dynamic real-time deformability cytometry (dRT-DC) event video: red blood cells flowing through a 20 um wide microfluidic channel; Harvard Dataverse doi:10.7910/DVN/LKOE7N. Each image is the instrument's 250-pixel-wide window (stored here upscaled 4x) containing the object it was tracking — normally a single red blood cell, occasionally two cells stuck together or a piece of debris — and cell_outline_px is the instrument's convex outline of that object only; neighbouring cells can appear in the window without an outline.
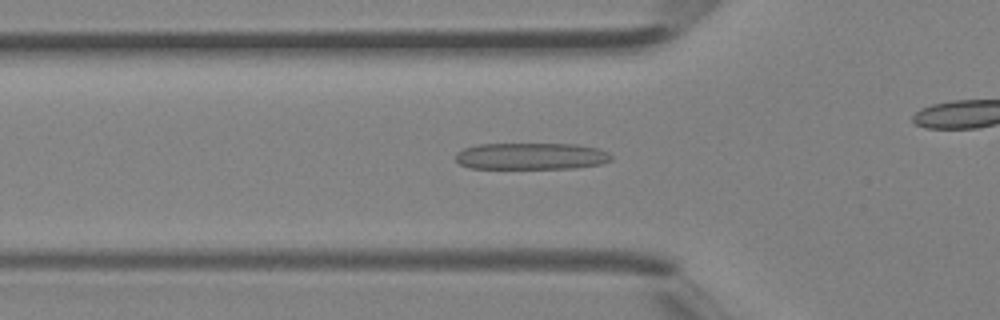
{"species": "Egyptian fruit bat (a non-hibernating species)", "species_latin": "Rousettus aegyptiacus", "temperature_condition": "room temperature", "stored_images_in_passage": 27, "camera_frame_rate_fps": 3000, "um_per_image_px": 0.085, "animal": {"sex": "female"}, "frame": {"image": 1, "passage_image": 8, "time_ms": 2.333, "image_size_px": [1000, 320], "cell_outline_px": [[612, 160], [600, 164], [576, 168], [468, 168], [460, 164], [456, 160], [456, 152], [464, 148], [480, 144], [576, 144], [600, 148], [608, 152], [612, 156]], "centroid_in_image_um": [45.17, 13.27], "position_along_channel_um": 80.6, "area_um2": 24.33}}
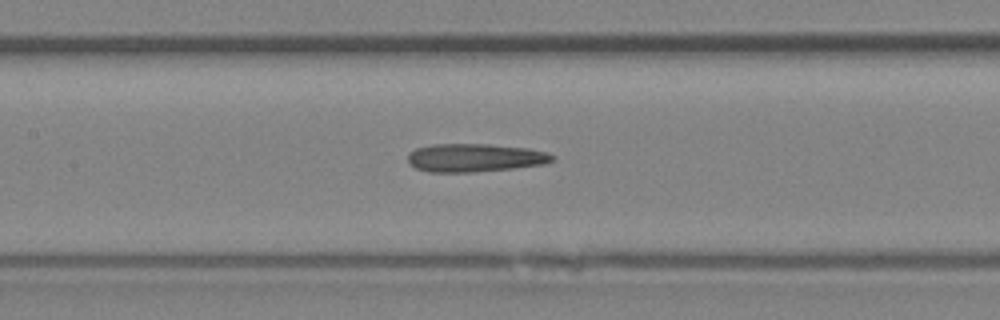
{"frame": {"image": 2, "passage_image": 13, "time_ms": 4.0, "image_size_px": [1000, 320], "cell_outline_px": [[556, 160], [544, 164], [512, 168], [472, 172], [428, 172], [416, 168], [408, 164], [408, 152], [416, 148], [432, 144], [488, 144], [528, 148], [548, 152], [556, 156]], "centroid_in_image_um": [40.37, 13.4], "position_along_channel_um": 167.0, "area_um2": 23.99}}
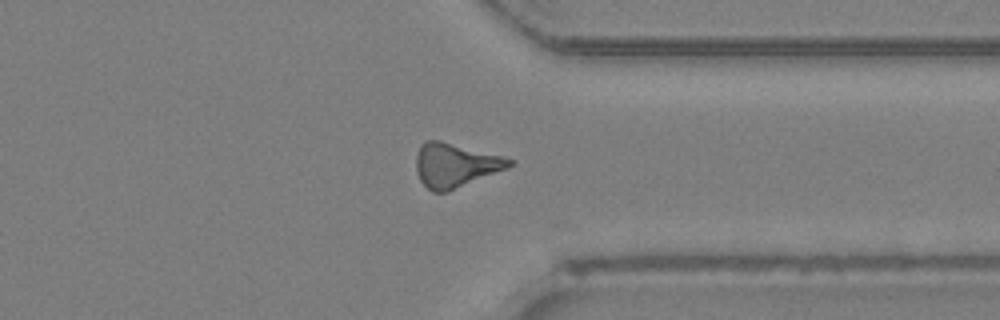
{"frame": {"image": 3, "passage_image": 25, "time_ms": 8.0, "image_size_px": [1000, 320], "cell_outline_px": [[516, 164], [448, 192], [432, 192], [420, 180], [416, 172], [416, 156], [420, 144], [424, 140], [440, 140], [516, 160]], "centroid_in_image_um": [38.67, 14.04], "position_along_channel_um": 372.7, "area_um2": 23.87}}